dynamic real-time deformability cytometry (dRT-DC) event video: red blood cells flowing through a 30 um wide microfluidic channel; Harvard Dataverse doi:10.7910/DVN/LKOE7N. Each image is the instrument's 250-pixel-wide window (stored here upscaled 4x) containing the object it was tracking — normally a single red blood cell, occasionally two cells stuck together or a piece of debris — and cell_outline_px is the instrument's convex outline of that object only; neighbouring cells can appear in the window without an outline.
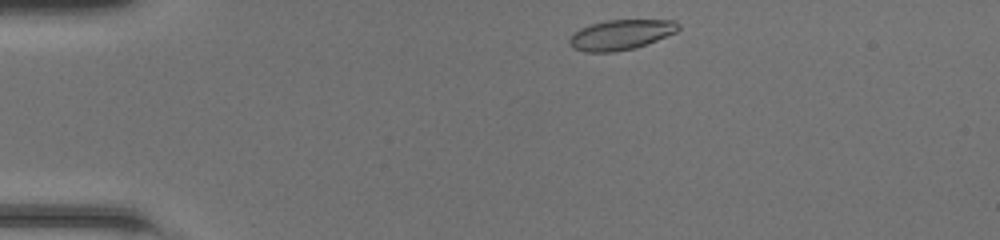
{"species": "common noctule bat (a hibernating species)", "species_latin": "Nyctalus noctula", "temperature_condition": "room temperature", "stored_images_in_passage": 40, "camera_frame_rate_fps": 3000, "um_per_image_px": 0.085, "animal": {"sex": "female", "body_mass_g": 20.0, "forearm_length_mm": 54.0}, "frame": {"image": 1, "passage_image": 1, "time_ms": 0.0, "image_size_px": [1000, 240], "cell_outline_px": [[680, 28], [676, 32], [636, 48], [612, 52], [584, 52], [572, 48], [568, 44], [568, 40], [580, 28], [604, 20], [676, 20], [680, 24]], "centroid_in_image_um": [52.77, 2.95], "position_along_channel_um": 32.2, "area_um2": 19.13}}
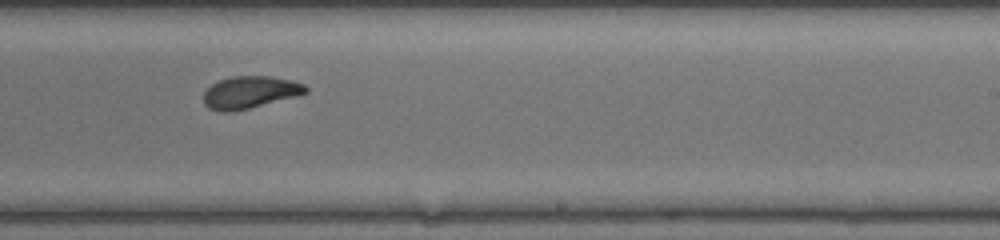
{"frame": {"image": 2, "passage_image": 22, "time_ms": 7.0, "image_size_px": [1000, 240], "cell_outline_px": [[308, 92], [296, 96], [248, 108], [228, 112], [220, 112], [208, 108], [204, 104], [204, 92], [212, 84], [220, 80], [232, 76], [272, 76], [292, 80], [304, 84], [308, 88]], "centroid_in_image_um": [21.24, 7.84], "position_along_channel_um": 267.8, "area_um2": 19.07}}
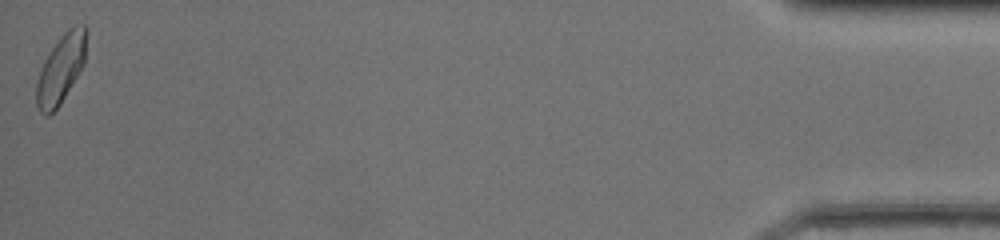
{"frame": {"image": 3, "passage_image": 40, "time_ms": 13.0, "image_size_px": [1000, 240], "cell_outline_px": [[88, 32], [84, 64], [60, 104], [48, 116], [44, 116], [40, 112], [36, 104], [36, 84], [44, 60], [60, 36], [68, 28], [76, 24], [84, 24], [88, 28]], "centroid_in_image_um": [5.2, 5.81], "position_along_channel_um": 430.0, "area_um2": 20.06}, "authors_computed_cell_mechanics": {"area_um2": 19.3052, "velocity_mm_per_s": 4.2529, "shape_relaxation_time_tau1_ms": 6.5101, "shape_relaxation_time_tau2_ms": 1.4625, "deformation_change_tau1": 0.1939, "deformation_change_tau2": 0.0705}}